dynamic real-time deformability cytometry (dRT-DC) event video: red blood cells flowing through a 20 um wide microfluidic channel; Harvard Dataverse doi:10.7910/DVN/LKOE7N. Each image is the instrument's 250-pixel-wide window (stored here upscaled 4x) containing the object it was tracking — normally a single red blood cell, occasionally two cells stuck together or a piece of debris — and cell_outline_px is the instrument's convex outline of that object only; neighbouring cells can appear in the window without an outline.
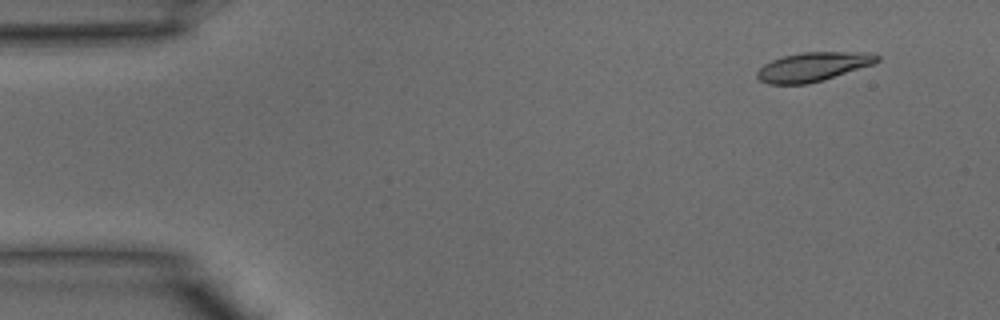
{"species": "common noctule bat (a hibernating species)", "species_latin": "Nyctalus noctula", "temperature_condition": "warm", "stored_images_in_passage": 40, "camera_frame_rate_fps": 3000, "um_per_image_px": 0.085, "animal": {"sex": "male", "body_mass_g": 15.6}, "frame": {"image": 1, "passage_image": 4, "time_ms": 1.0, "image_size_px": [1000, 320], "cell_outline_px": [[880, 60], [872, 64], [824, 80], [808, 84], [768, 84], [760, 80], [756, 76], [756, 72], [764, 64], [772, 60], [784, 56], [804, 52], [868, 52], [880, 56]], "centroid_in_image_um": [69.1, 5.68], "position_along_channel_um": 15.9, "area_um2": 20.23}}
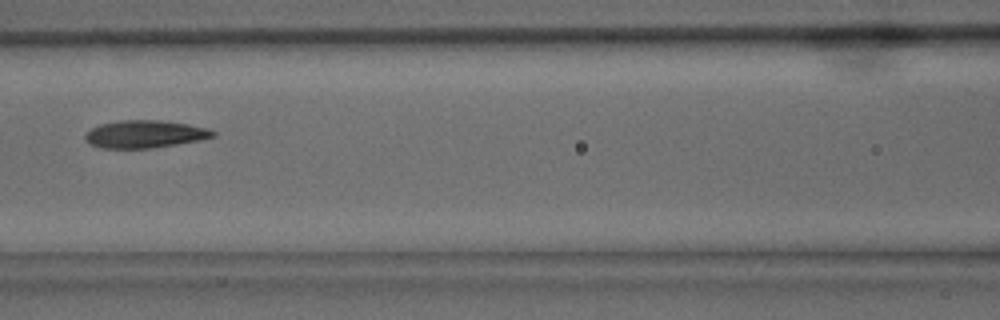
{"frame": {"image": 2, "passage_image": 18, "time_ms": 5.667, "image_size_px": [1000, 320], "cell_outline_px": [[216, 136], [200, 140], [152, 148], [104, 148], [88, 144], [84, 140], [84, 136], [92, 128], [100, 124], [120, 120], [160, 120], [188, 124], [204, 128], [216, 132]], "centroid_in_image_um": [12.28, 11.4], "position_along_channel_um": 154.3, "area_um2": 20.46}}
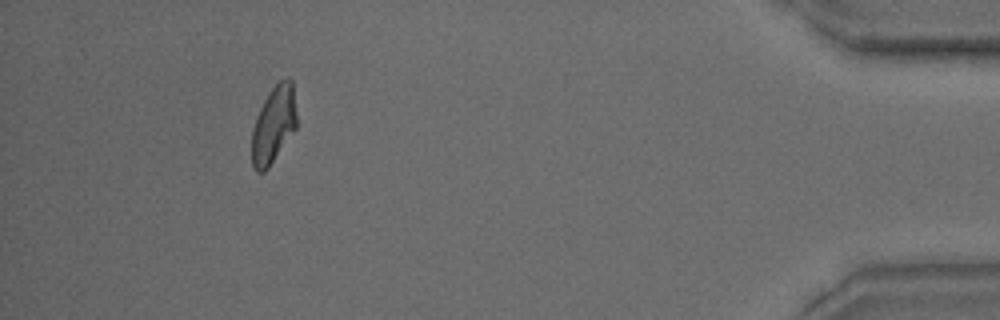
{"frame": {"image": 3, "passage_image": 37, "time_ms": 12.0, "image_size_px": [1000, 320], "cell_outline_px": [[296, 128], [268, 168], [264, 172], [256, 172], [252, 164], [252, 128], [260, 108], [268, 92], [280, 80], [288, 76], [292, 80], [296, 116]], "centroid_in_image_um": [23.25, 10.59], "position_along_channel_um": 412.0, "area_um2": 20.0}}